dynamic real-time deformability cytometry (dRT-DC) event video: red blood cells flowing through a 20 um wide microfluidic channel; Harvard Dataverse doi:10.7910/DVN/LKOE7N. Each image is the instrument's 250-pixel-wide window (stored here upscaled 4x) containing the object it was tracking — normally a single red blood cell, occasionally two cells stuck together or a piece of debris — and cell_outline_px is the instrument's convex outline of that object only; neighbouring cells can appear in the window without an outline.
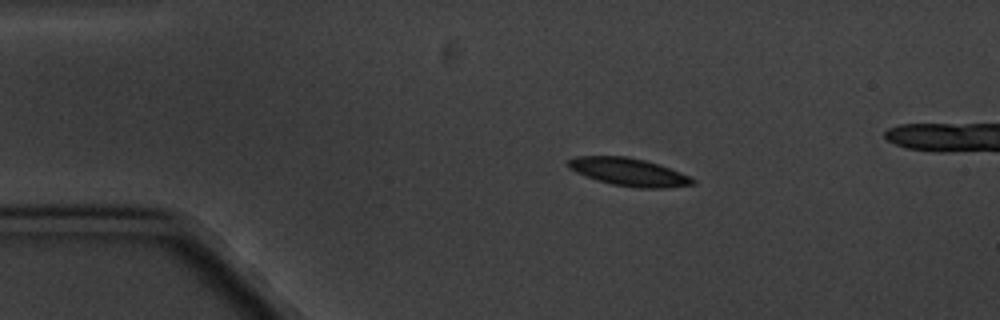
{"species": "common noctule bat (a hibernating species)", "species_latin": "Nyctalus noctula", "temperature_condition": "cold", "stored_images_in_passage": 5, "camera_frame_rate_fps": 3000, "um_per_image_px": 0.085, "animal": {"sex": "male", "body_mass_g": 20.1, "forearm_length_mm": 53.5}, "frame": {"image": 1, "passage_image": 3, "time_ms": 2.333, "image_size_px": [1000, 320], "cell_outline_px": [[696, 184], [668, 188], [640, 188], [612, 184], [596, 180], [576, 172], [568, 168], [568, 160], [576, 156], [624, 156], [644, 160], [680, 172], [696, 180]], "centroid_in_image_um": [53.44, 14.63], "position_along_channel_um": 31.6, "area_um2": 20.0}}